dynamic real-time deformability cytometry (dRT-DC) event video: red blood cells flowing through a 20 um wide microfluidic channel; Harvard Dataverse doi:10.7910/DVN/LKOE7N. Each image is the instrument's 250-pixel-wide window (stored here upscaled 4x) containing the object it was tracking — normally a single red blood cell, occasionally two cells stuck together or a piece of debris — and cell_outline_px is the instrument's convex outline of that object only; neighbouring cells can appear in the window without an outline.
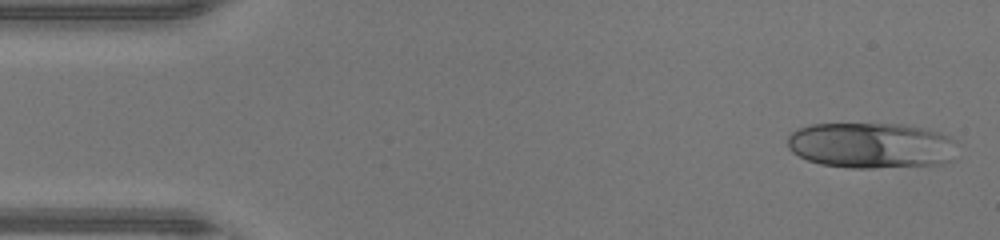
{"species": "human", "species_latin": "Homo sapiens", "temperature_condition": "warm", "stored_images_in_passage": 44, "camera_frame_rate_fps": 3000, "um_per_image_px": 0.085, "donor": {"sex": "male"}, "frame": {"image": 1, "passage_image": 1, "time_ms": 0.0, "image_size_px": [1000, 240], "cell_outline_px": [[956, 140], [952, 160], [944, 164], [872, 168], [848, 168], [820, 164], [808, 160], [792, 152], [788, 148], [788, 136], [792, 132], [800, 128], [812, 124], [900, 124], [928, 128], [940, 132]], "centroid_in_image_um": [74.08, 12.36], "position_along_channel_um": 10.9, "area_um2": 45.55}}
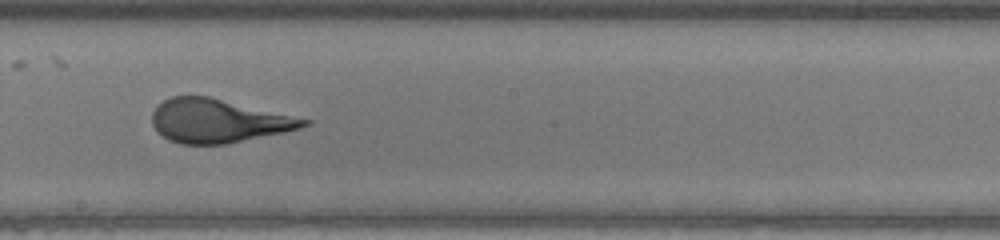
{"frame": {"image": 2, "passage_image": 24, "time_ms": 7.667, "image_size_px": [1000, 240], "cell_outline_px": [[312, 120], [308, 124], [300, 128], [284, 132], [228, 144], [180, 144], [168, 140], [152, 124], [152, 112], [156, 104], [172, 96], [208, 96]], "centroid_in_image_um": [18.53, 10.27], "position_along_channel_um": 229.7, "area_um2": 38.38}}
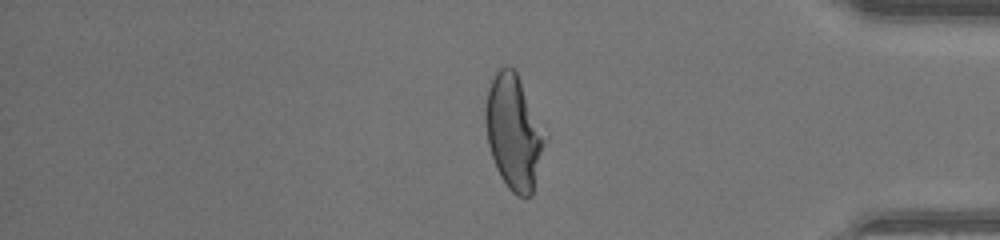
{"frame": {"image": 3, "passage_image": 37, "time_ms": 12.0, "image_size_px": [1000, 240], "cell_outline_px": [[544, 144], [532, 196], [516, 196], [508, 188], [500, 176], [496, 168], [488, 144], [484, 116], [484, 108], [488, 88], [496, 68], [504, 64], [508, 64], [516, 72], [520, 80]], "centroid_in_image_um": [43.56, 11.23], "position_along_channel_um": 391.6, "area_um2": 38.21}, "authors_computed_cell_mechanics": {"area_um2": 39.6508, "velocity_mm_per_s": 4.3979, "shape_relaxation_time_tau1_ms": 4.5556, "shape_relaxation_time_tau2_ms": null, "deformation_change_tau1": 0.2489, "deformation_change_tau2": null}}